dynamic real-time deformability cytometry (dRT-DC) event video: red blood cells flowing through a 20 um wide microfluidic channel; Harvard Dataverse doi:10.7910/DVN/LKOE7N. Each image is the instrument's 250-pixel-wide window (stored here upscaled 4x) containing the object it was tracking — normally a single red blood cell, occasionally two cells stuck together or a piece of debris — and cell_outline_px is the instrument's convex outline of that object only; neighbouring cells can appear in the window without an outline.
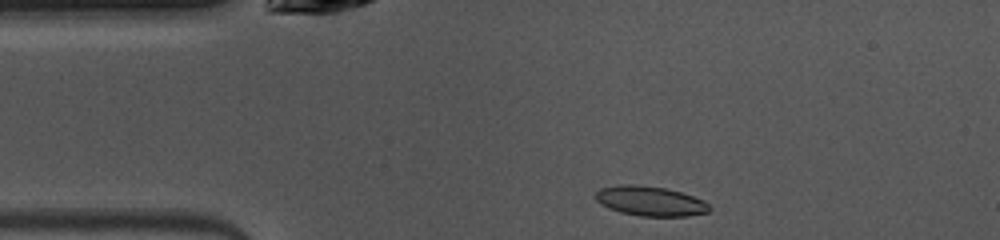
{"species": "common noctule bat (a hibernating species)", "species_latin": "Nyctalus noctula", "temperature_condition": "warm", "stored_images_in_passage": 41, "camera_frame_rate_fps": 3000, "um_per_image_px": 0.085, "animal": {"sex": "female", "body_mass_g": 10.0, "forearm_length_mm": 53.1}, "frame": {"image": 1, "passage_image": 1, "time_ms": 0.0, "image_size_px": [1000, 240], "cell_outline_px": [[712, 208], [708, 212], [688, 216], [640, 216], [620, 212], [608, 208], [600, 204], [596, 200], [596, 192], [600, 188], [620, 184], [636, 184], [664, 188], [680, 192], [704, 200]], "centroid_in_image_um": [55.26, 17.09], "position_along_channel_um": 29.7, "area_um2": 19.77}}
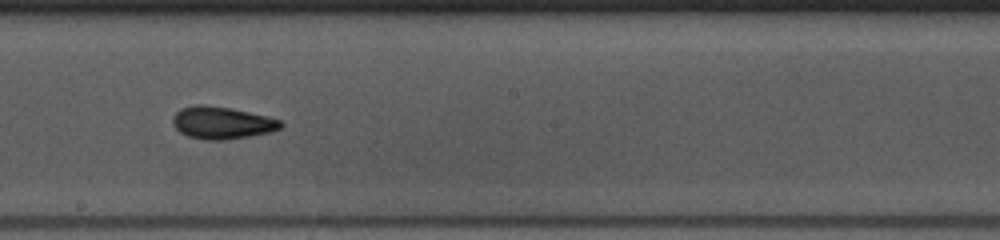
{"frame": {"image": 2, "passage_image": 18, "time_ms": 5.667, "image_size_px": [1000, 240], "cell_outline_px": [[284, 124], [280, 128], [272, 132], [224, 140], [204, 140], [188, 136], [180, 132], [172, 124], [172, 116], [180, 108], [196, 104], [204, 104], [232, 108], [268, 116], [280, 120]], "centroid_in_image_um": [18.85, 10.42], "position_along_channel_um": 229.4, "area_um2": 20.58}}
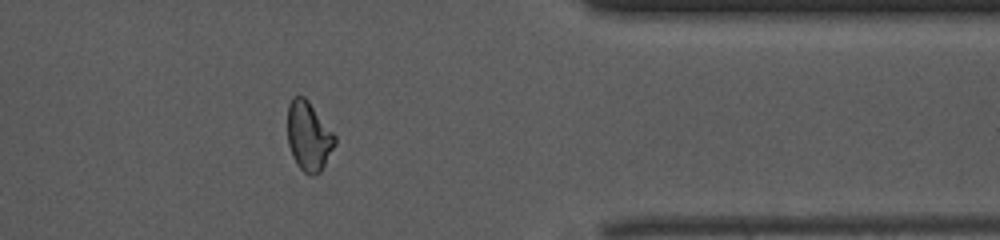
{"frame": {"image": 3, "passage_image": 31, "time_ms": 10.0, "image_size_px": [1000, 240], "cell_outline_px": [[336, 144], [320, 172], [316, 176], [308, 176], [296, 164], [292, 156], [288, 144], [288, 104], [292, 96], [304, 96], [308, 100], [336, 136]], "centroid_in_image_um": [26.23, 11.6], "position_along_channel_um": 385.2, "area_um2": 19.25}, "authors_computed_cell_mechanics": {"area_um2": 19.5364, "velocity_mm_per_s": 4.0477, "shape_relaxation_time_tau1_ms": 7.663, "shape_relaxation_time_tau2_ms": 2.7347, "deformation_change_tau1": 0.176, "deformation_change_tau2": 0.0812}}